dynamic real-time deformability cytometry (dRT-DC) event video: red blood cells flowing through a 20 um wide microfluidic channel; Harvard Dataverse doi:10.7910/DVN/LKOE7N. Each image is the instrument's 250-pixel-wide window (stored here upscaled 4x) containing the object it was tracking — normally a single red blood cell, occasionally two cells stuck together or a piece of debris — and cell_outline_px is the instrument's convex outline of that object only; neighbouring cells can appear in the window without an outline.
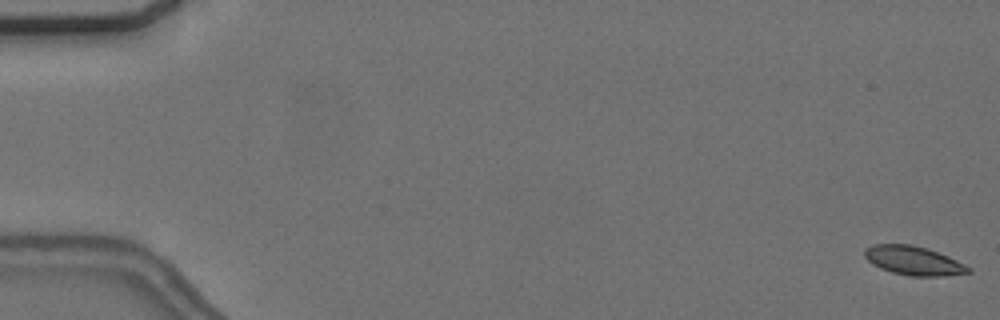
{"species": "common noctule bat (a hibernating species)", "species_latin": "Nyctalus noctula", "temperature_condition": "cold", "stored_images_in_passage": 44, "camera_frame_rate_fps": 3000, "um_per_image_px": 0.085, "animal": {"sex": "female", "body_mass_g": 24.6, "forearm_length_mm": 56.2}, "frame": {"image": 1, "passage_image": 1, "time_ms": 0.0, "image_size_px": [1000, 320], "cell_outline_px": [[972, 272], [948, 276], [912, 276], [892, 272], [880, 268], [872, 264], [864, 256], [864, 248], [872, 244], [912, 244], [928, 248], [948, 256], [972, 268]], "centroid_in_image_um": [77.66, 22.15], "position_along_channel_um": 7.3, "area_um2": 17.69}}